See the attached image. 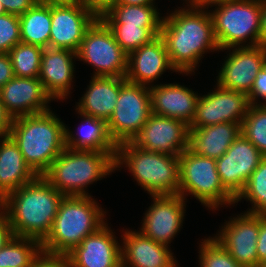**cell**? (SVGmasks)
I'll return each mask as SVG.
<instances>
[{"mask_svg":"<svg viewBox=\"0 0 266 267\" xmlns=\"http://www.w3.org/2000/svg\"><path fill=\"white\" fill-rule=\"evenodd\" d=\"M190 8L177 9L163 17L160 36L163 38L171 65L177 72H194L202 55L219 51L210 12L204 5L189 3Z\"/></svg>","mask_w":266,"mask_h":267,"instance_id":"6da1fadb","label":"cell"},{"mask_svg":"<svg viewBox=\"0 0 266 267\" xmlns=\"http://www.w3.org/2000/svg\"><path fill=\"white\" fill-rule=\"evenodd\" d=\"M64 195L42 175L4 199V209L14 236L42 242L51 230Z\"/></svg>","mask_w":266,"mask_h":267,"instance_id":"7a4b0ae2","label":"cell"},{"mask_svg":"<svg viewBox=\"0 0 266 267\" xmlns=\"http://www.w3.org/2000/svg\"><path fill=\"white\" fill-rule=\"evenodd\" d=\"M9 136L37 175H43L66 148L65 125L51 110L13 118Z\"/></svg>","mask_w":266,"mask_h":267,"instance_id":"3957f363","label":"cell"},{"mask_svg":"<svg viewBox=\"0 0 266 267\" xmlns=\"http://www.w3.org/2000/svg\"><path fill=\"white\" fill-rule=\"evenodd\" d=\"M88 196H64L50 232L41 242L47 255L66 256L105 224L104 210Z\"/></svg>","mask_w":266,"mask_h":267,"instance_id":"277c9868","label":"cell"},{"mask_svg":"<svg viewBox=\"0 0 266 267\" xmlns=\"http://www.w3.org/2000/svg\"><path fill=\"white\" fill-rule=\"evenodd\" d=\"M116 152L65 148L42 175L64 196H88V185L117 170Z\"/></svg>","mask_w":266,"mask_h":267,"instance_id":"5b68a950","label":"cell"},{"mask_svg":"<svg viewBox=\"0 0 266 267\" xmlns=\"http://www.w3.org/2000/svg\"><path fill=\"white\" fill-rule=\"evenodd\" d=\"M122 164L150 195L179 194V156L148 151L129 141L116 148L115 168H120Z\"/></svg>","mask_w":266,"mask_h":267,"instance_id":"8992f818","label":"cell"},{"mask_svg":"<svg viewBox=\"0 0 266 267\" xmlns=\"http://www.w3.org/2000/svg\"><path fill=\"white\" fill-rule=\"evenodd\" d=\"M213 4L218 5L210 15L219 50L245 46L249 37L246 46L261 45L262 0H216L205 8Z\"/></svg>","mask_w":266,"mask_h":267,"instance_id":"52a82bcc","label":"cell"},{"mask_svg":"<svg viewBox=\"0 0 266 267\" xmlns=\"http://www.w3.org/2000/svg\"><path fill=\"white\" fill-rule=\"evenodd\" d=\"M179 161V195L184 199L189 193L203 205L215 210L219 205L235 204V197L221 182L216 159L196 155L188 148L179 155Z\"/></svg>","mask_w":266,"mask_h":267,"instance_id":"ba28073f","label":"cell"},{"mask_svg":"<svg viewBox=\"0 0 266 267\" xmlns=\"http://www.w3.org/2000/svg\"><path fill=\"white\" fill-rule=\"evenodd\" d=\"M152 113L149 86L128 82L121 77L115 110L107 122L108 134L117 146L133 141Z\"/></svg>","mask_w":266,"mask_h":267,"instance_id":"9c48e42d","label":"cell"},{"mask_svg":"<svg viewBox=\"0 0 266 267\" xmlns=\"http://www.w3.org/2000/svg\"><path fill=\"white\" fill-rule=\"evenodd\" d=\"M76 54L96 69L94 76H126L128 54L100 18L86 31Z\"/></svg>","mask_w":266,"mask_h":267,"instance_id":"30bf717a","label":"cell"},{"mask_svg":"<svg viewBox=\"0 0 266 267\" xmlns=\"http://www.w3.org/2000/svg\"><path fill=\"white\" fill-rule=\"evenodd\" d=\"M98 18L78 0L51 4L49 47L77 52L86 31Z\"/></svg>","mask_w":266,"mask_h":267,"instance_id":"8fae6325","label":"cell"},{"mask_svg":"<svg viewBox=\"0 0 266 267\" xmlns=\"http://www.w3.org/2000/svg\"><path fill=\"white\" fill-rule=\"evenodd\" d=\"M250 106L247 94L217 85L213 92L199 96L189 128H203L224 122L242 125Z\"/></svg>","mask_w":266,"mask_h":267,"instance_id":"7c38bea8","label":"cell"},{"mask_svg":"<svg viewBox=\"0 0 266 267\" xmlns=\"http://www.w3.org/2000/svg\"><path fill=\"white\" fill-rule=\"evenodd\" d=\"M188 140L189 125L184 121L151 113L132 142L148 151L179 156L188 149Z\"/></svg>","mask_w":266,"mask_h":267,"instance_id":"4fadbf2b","label":"cell"},{"mask_svg":"<svg viewBox=\"0 0 266 267\" xmlns=\"http://www.w3.org/2000/svg\"><path fill=\"white\" fill-rule=\"evenodd\" d=\"M264 157L241 133L228 150L216 159L223 186L236 198Z\"/></svg>","mask_w":266,"mask_h":267,"instance_id":"5bb4252c","label":"cell"},{"mask_svg":"<svg viewBox=\"0 0 266 267\" xmlns=\"http://www.w3.org/2000/svg\"><path fill=\"white\" fill-rule=\"evenodd\" d=\"M260 230V214L244 213L230 218L215 238L245 267H258L256 244Z\"/></svg>","mask_w":266,"mask_h":267,"instance_id":"9a60e30c","label":"cell"},{"mask_svg":"<svg viewBox=\"0 0 266 267\" xmlns=\"http://www.w3.org/2000/svg\"><path fill=\"white\" fill-rule=\"evenodd\" d=\"M228 55L218 74L216 84L225 89L248 94L254 79L264 66L266 46L235 47Z\"/></svg>","mask_w":266,"mask_h":267,"instance_id":"2e32d148","label":"cell"},{"mask_svg":"<svg viewBox=\"0 0 266 267\" xmlns=\"http://www.w3.org/2000/svg\"><path fill=\"white\" fill-rule=\"evenodd\" d=\"M153 204L145 213L141 233L155 242L169 246L184 219L185 199L179 195H151Z\"/></svg>","mask_w":266,"mask_h":267,"instance_id":"e0dca14e","label":"cell"},{"mask_svg":"<svg viewBox=\"0 0 266 267\" xmlns=\"http://www.w3.org/2000/svg\"><path fill=\"white\" fill-rule=\"evenodd\" d=\"M106 224L66 255L68 267H122L121 246Z\"/></svg>","mask_w":266,"mask_h":267,"instance_id":"ac0fdd59","label":"cell"},{"mask_svg":"<svg viewBox=\"0 0 266 267\" xmlns=\"http://www.w3.org/2000/svg\"><path fill=\"white\" fill-rule=\"evenodd\" d=\"M5 111L13 118L46 112L52 99L38 78L13 77L0 88Z\"/></svg>","mask_w":266,"mask_h":267,"instance_id":"d6986e66","label":"cell"},{"mask_svg":"<svg viewBox=\"0 0 266 267\" xmlns=\"http://www.w3.org/2000/svg\"><path fill=\"white\" fill-rule=\"evenodd\" d=\"M167 69L177 72L170 63L165 42L159 35L128 54L125 79L130 83L146 86Z\"/></svg>","mask_w":266,"mask_h":267,"instance_id":"ffe728a7","label":"cell"},{"mask_svg":"<svg viewBox=\"0 0 266 267\" xmlns=\"http://www.w3.org/2000/svg\"><path fill=\"white\" fill-rule=\"evenodd\" d=\"M75 57H77L76 52L69 49L50 47L43 49L38 79L52 100H64L70 94Z\"/></svg>","mask_w":266,"mask_h":267,"instance_id":"44dd1931","label":"cell"},{"mask_svg":"<svg viewBox=\"0 0 266 267\" xmlns=\"http://www.w3.org/2000/svg\"><path fill=\"white\" fill-rule=\"evenodd\" d=\"M122 237V267H177L168 246L155 242L140 231L127 230Z\"/></svg>","mask_w":266,"mask_h":267,"instance_id":"7402d4cb","label":"cell"},{"mask_svg":"<svg viewBox=\"0 0 266 267\" xmlns=\"http://www.w3.org/2000/svg\"><path fill=\"white\" fill-rule=\"evenodd\" d=\"M152 113L184 121L190 125L196 113L198 94L179 84L149 86Z\"/></svg>","mask_w":266,"mask_h":267,"instance_id":"603a6c76","label":"cell"},{"mask_svg":"<svg viewBox=\"0 0 266 267\" xmlns=\"http://www.w3.org/2000/svg\"><path fill=\"white\" fill-rule=\"evenodd\" d=\"M88 90L78 102L80 113L104 120L112 116L121 89V77L93 76Z\"/></svg>","mask_w":266,"mask_h":267,"instance_id":"cb8c5ba5","label":"cell"},{"mask_svg":"<svg viewBox=\"0 0 266 267\" xmlns=\"http://www.w3.org/2000/svg\"><path fill=\"white\" fill-rule=\"evenodd\" d=\"M240 134L241 125L232 122L189 128L188 148L196 155L218 159Z\"/></svg>","mask_w":266,"mask_h":267,"instance_id":"d4e9b609","label":"cell"},{"mask_svg":"<svg viewBox=\"0 0 266 267\" xmlns=\"http://www.w3.org/2000/svg\"><path fill=\"white\" fill-rule=\"evenodd\" d=\"M0 140V197L4 200L38 175L25 162L18 145L10 136Z\"/></svg>","mask_w":266,"mask_h":267,"instance_id":"484cf974","label":"cell"},{"mask_svg":"<svg viewBox=\"0 0 266 267\" xmlns=\"http://www.w3.org/2000/svg\"><path fill=\"white\" fill-rule=\"evenodd\" d=\"M83 119L79 135H73L65 126V147L73 150H94L99 152H116L117 146L108 134L104 120L78 112Z\"/></svg>","mask_w":266,"mask_h":267,"instance_id":"4316f807","label":"cell"},{"mask_svg":"<svg viewBox=\"0 0 266 267\" xmlns=\"http://www.w3.org/2000/svg\"><path fill=\"white\" fill-rule=\"evenodd\" d=\"M154 5L114 4L99 18L105 24H125L141 28H161L163 18Z\"/></svg>","mask_w":266,"mask_h":267,"instance_id":"83f0119b","label":"cell"},{"mask_svg":"<svg viewBox=\"0 0 266 267\" xmlns=\"http://www.w3.org/2000/svg\"><path fill=\"white\" fill-rule=\"evenodd\" d=\"M21 42L49 47L51 30V4H35L19 16Z\"/></svg>","mask_w":266,"mask_h":267,"instance_id":"f1b7e54d","label":"cell"},{"mask_svg":"<svg viewBox=\"0 0 266 267\" xmlns=\"http://www.w3.org/2000/svg\"><path fill=\"white\" fill-rule=\"evenodd\" d=\"M42 253L40 241L14 236L0 249V267H31Z\"/></svg>","mask_w":266,"mask_h":267,"instance_id":"f546056e","label":"cell"},{"mask_svg":"<svg viewBox=\"0 0 266 267\" xmlns=\"http://www.w3.org/2000/svg\"><path fill=\"white\" fill-rule=\"evenodd\" d=\"M43 48L20 42L9 51L15 77L38 78Z\"/></svg>","mask_w":266,"mask_h":267,"instance_id":"4dcf8cb0","label":"cell"},{"mask_svg":"<svg viewBox=\"0 0 266 267\" xmlns=\"http://www.w3.org/2000/svg\"><path fill=\"white\" fill-rule=\"evenodd\" d=\"M242 198L253 204L252 209L247 211L248 213L266 215V157L253 171L244 189L235 198V203Z\"/></svg>","mask_w":266,"mask_h":267,"instance_id":"1f68e13d","label":"cell"},{"mask_svg":"<svg viewBox=\"0 0 266 267\" xmlns=\"http://www.w3.org/2000/svg\"><path fill=\"white\" fill-rule=\"evenodd\" d=\"M112 31L115 41L127 53L151 42L160 35L161 28H141L140 26H125V24H106Z\"/></svg>","mask_w":266,"mask_h":267,"instance_id":"d6a6232c","label":"cell"},{"mask_svg":"<svg viewBox=\"0 0 266 267\" xmlns=\"http://www.w3.org/2000/svg\"><path fill=\"white\" fill-rule=\"evenodd\" d=\"M241 133L266 157V106H250Z\"/></svg>","mask_w":266,"mask_h":267,"instance_id":"836d02e7","label":"cell"},{"mask_svg":"<svg viewBox=\"0 0 266 267\" xmlns=\"http://www.w3.org/2000/svg\"><path fill=\"white\" fill-rule=\"evenodd\" d=\"M199 259L200 267H245L237 263L215 237L201 242Z\"/></svg>","mask_w":266,"mask_h":267,"instance_id":"e575fe53","label":"cell"},{"mask_svg":"<svg viewBox=\"0 0 266 267\" xmlns=\"http://www.w3.org/2000/svg\"><path fill=\"white\" fill-rule=\"evenodd\" d=\"M21 42L19 16L4 14L0 16V53L9 51Z\"/></svg>","mask_w":266,"mask_h":267,"instance_id":"d590c367","label":"cell"},{"mask_svg":"<svg viewBox=\"0 0 266 267\" xmlns=\"http://www.w3.org/2000/svg\"><path fill=\"white\" fill-rule=\"evenodd\" d=\"M249 97L250 105H258L257 99L261 97L266 102V60L264 66L258 72L254 79L251 91L247 94ZM266 106V103H261Z\"/></svg>","mask_w":266,"mask_h":267,"instance_id":"8d00e7d4","label":"cell"},{"mask_svg":"<svg viewBox=\"0 0 266 267\" xmlns=\"http://www.w3.org/2000/svg\"><path fill=\"white\" fill-rule=\"evenodd\" d=\"M0 2H2L6 13L17 16L23 15L36 4L34 0H0Z\"/></svg>","mask_w":266,"mask_h":267,"instance_id":"74e56055","label":"cell"},{"mask_svg":"<svg viewBox=\"0 0 266 267\" xmlns=\"http://www.w3.org/2000/svg\"><path fill=\"white\" fill-rule=\"evenodd\" d=\"M258 267L266 261V215L260 214V230L256 244Z\"/></svg>","mask_w":266,"mask_h":267,"instance_id":"f35d334b","label":"cell"},{"mask_svg":"<svg viewBox=\"0 0 266 267\" xmlns=\"http://www.w3.org/2000/svg\"><path fill=\"white\" fill-rule=\"evenodd\" d=\"M31 267H68V262L66 256H55L42 253Z\"/></svg>","mask_w":266,"mask_h":267,"instance_id":"ab89813d","label":"cell"},{"mask_svg":"<svg viewBox=\"0 0 266 267\" xmlns=\"http://www.w3.org/2000/svg\"><path fill=\"white\" fill-rule=\"evenodd\" d=\"M14 77L9 54L0 53V88Z\"/></svg>","mask_w":266,"mask_h":267,"instance_id":"60d3db41","label":"cell"},{"mask_svg":"<svg viewBox=\"0 0 266 267\" xmlns=\"http://www.w3.org/2000/svg\"><path fill=\"white\" fill-rule=\"evenodd\" d=\"M13 237L14 233L3 207L0 212V249L4 247Z\"/></svg>","mask_w":266,"mask_h":267,"instance_id":"b9f144b4","label":"cell"},{"mask_svg":"<svg viewBox=\"0 0 266 267\" xmlns=\"http://www.w3.org/2000/svg\"><path fill=\"white\" fill-rule=\"evenodd\" d=\"M85 7L94 11L98 16L105 12L110 6L114 5L116 0H78Z\"/></svg>","mask_w":266,"mask_h":267,"instance_id":"7bdbcfd3","label":"cell"},{"mask_svg":"<svg viewBox=\"0 0 266 267\" xmlns=\"http://www.w3.org/2000/svg\"><path fill=\"white\" fill-rule=\"evenodd\" d=\"M12 120V117L5 111L0 97V138L9 136Z\"/></svg>","mask_w":266,"mask_h":267,"instance_id":"ee69618b","label":"cell"},{"mask_svg":"<svg viewBox=\"0 0 266 267\" xmlns=\"http://www.w3.org/2000/svg\"><path fill=\"white\" fill-rule=\"evenodd\" d=\"M261 45L266 46V0H262Z\"/></svg>","mask_w":266,"mask_h":267,"instance_id":"f6af8a7d","label":"cell"},{"mask_svg":"<svg viewBox=\"0 0 266 267\" xmlns=\"http://www.w3.org/2000/svg\"><path fill=\"white\" fill-rule=\"evenodd\" d=\"M155 0H116L115 4L127 5H154ZM154 2V3H153Z\"/></svg>","mask_w":266,"mask_h":267,"instance_id":"bcb514c9","label":"cell"},{"mask_svg":"<svg viewBox=\"0 0 266 267\" xmlns=\"http://www.w3.org/2000/svg\"><path fill=\"white\" fill-rule=\"evenodd\" d=\"M36 4H58V3H65L70 0H34Z\"/></svg>","mask_w":266,"mask_h":267,"instance_id":"7dc6e473","label":"cell"},{"mask_svg":"<svg viewBox=\"0 0 266 267\" xmlns=\"http://www.w3.org/2000/svg\"><path fill=\"white\" fill-rule=\"evenodd\" d=\"M213 1H216V0H199V5H206L210 2H213Z\"/></svg>","mask_w":266,"mask_h":267,"instance_id":"c3c4849f","label":"cell"},{"mask_svg":"<svg viewBox=\"0 0 266 267\" xmlns=\"http://www.w3.org/2000/svg\"><path fill=\"white\" fill-rule=\"evenodd\" d=\"M4 14H6V11H5L4 7H3L2 2H0V16L4 15Z\"/></svg>","mask_w":266,"mask_h":267,"instance_id":"681fc988","label":"cell"},{"mask_svg":"<svg viewBox=\"0 0 266 267\" xmlns=\"http://www.w3.org/2000/svg\"><path fill=\"white\" fill-rule=\"evenodd\" d=\"M188 3L199 5V0H188Z\"/></svg>","mask_w":266,"mask_h":267,"instance_id":"f907efd6","label":"cell"},{"mask_svg":"<svg viewBox=\"0 0 266 267\" xmlns=\"http://www.w3.org/2000/svg\"><path fill=\"white\" fill-rule=\"evenodd\" d=\"M4 205V200L0 197V211L2 210Z\"/></svg>","mask_w":266,"mask_h":267,"instance_id":"816d5d0a","label":"cell"},{"mask_svg":"<svg viewBox=\"0 0 266 267\" xmlns=\"http://www.w3.org/2000/svg\"><path fill=\"white\" fill-rule=\"evenodd\" d=\"M259 267H266V261L262 263L261 265H259Z\"/></svg>","mask_w":266,"mask_h":267,"instance_id":"f5cc1de1","label":"cell"}]
</instances>
